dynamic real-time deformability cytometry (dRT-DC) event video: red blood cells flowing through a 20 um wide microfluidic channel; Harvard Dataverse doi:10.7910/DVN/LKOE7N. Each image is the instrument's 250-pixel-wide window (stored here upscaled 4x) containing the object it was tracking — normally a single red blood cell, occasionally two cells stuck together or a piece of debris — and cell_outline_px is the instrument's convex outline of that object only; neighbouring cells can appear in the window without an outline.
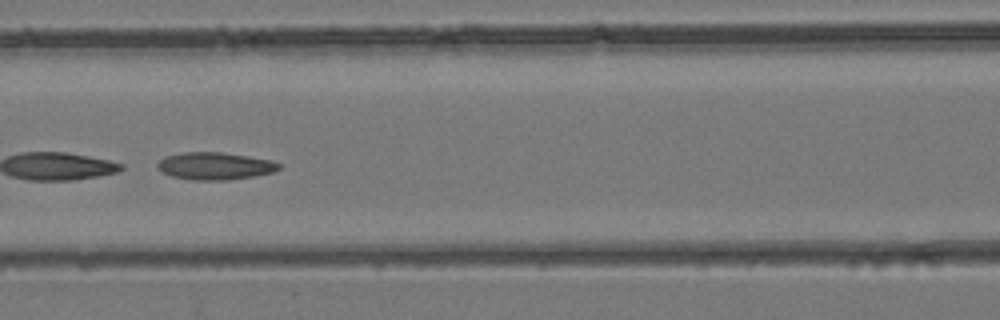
{"species": "common noctule bat (a hibernating species)", "species_latin": "Nyctalus noctula", "temperature_condition": "room temperature", "stored_images_in_passage": 30, "camera_frame_rate_fps": 3000, "um_per_image_px": 0.085, "animal": {"sex": "female", "body_mass_g": 24.6, "forearm_length_mm": 56.2}, "frame": {"image": 1, "passage_image": 9, "time_ms": 2.667, "image_size_px": [1000, 320], "cell_outline_px": [[280, 168], [272, 172], [252, 176], [228, 180], [192, 180], [172, 176], [164, 172], [156, 164], [164, 156], [180, 152], [220, 152], [248, 156], [272, 160], [280, 164]], "centroid_in_image_um": [18.26, 14.1], "position_along_channel_um": 148.3, "area_um2": 19.25}}